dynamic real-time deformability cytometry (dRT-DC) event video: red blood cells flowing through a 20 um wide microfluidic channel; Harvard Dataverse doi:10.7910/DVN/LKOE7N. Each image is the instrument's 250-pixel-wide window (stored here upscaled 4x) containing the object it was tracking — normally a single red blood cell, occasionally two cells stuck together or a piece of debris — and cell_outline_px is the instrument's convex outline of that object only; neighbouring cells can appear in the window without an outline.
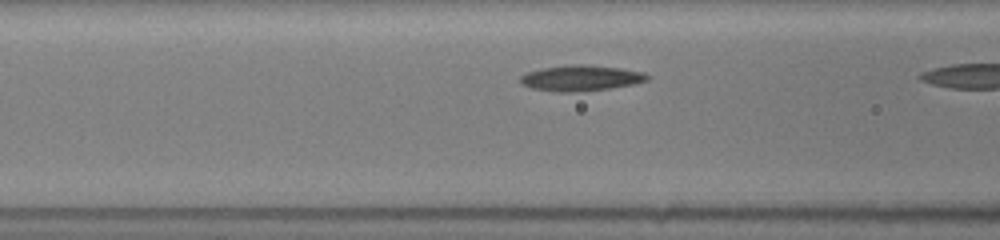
{"species": "common noctule bat (a hibernating species)", "species_latin": "Nyctalus noctula", "temperature_condition": "room temperature", "stored_images_in_passage": 19, "camera_frame_rate_fps": 3000, "um_per_image_px": 0.085, "animal": {"sex": "female", "body_mass_g": 19.5, "forearm_length_mm": 54.1}, "frame": {"image": 1, "passage_image": 9, "time_ms": 1.667, "image_size_px": [1000, 240], "cell_outline_px": [[648, 80], [632, 84], [608, 88], [576, 92], [552, 92], [532, 88], [524, 84], [520, 80], [520, 76], [528, 72], [540, 68], [572, 64], [580, 64], [620, 68], [644, 72], [648, 76]], "centroid_in_image_um": [49.34, 6.63], "position_along_channel_um": 117.3, "area_um2": 18.84}}